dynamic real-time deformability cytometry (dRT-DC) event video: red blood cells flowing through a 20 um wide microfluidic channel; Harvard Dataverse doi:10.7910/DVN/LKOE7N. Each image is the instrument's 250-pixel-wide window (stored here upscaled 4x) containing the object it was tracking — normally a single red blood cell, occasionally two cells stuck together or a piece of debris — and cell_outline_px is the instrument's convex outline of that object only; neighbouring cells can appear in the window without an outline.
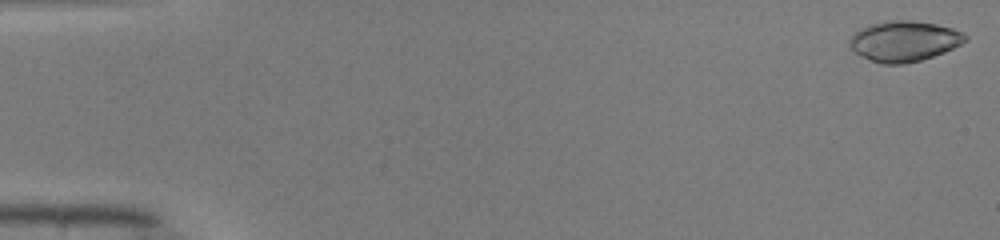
{"species": "common noctule bat (a hibernating species)", "species_latin": "Nyctalus noctula", "temperature_condition": "warm", "stored_images_in_passage": 49, "camera_frame_rate_fps": 3000, "um_per_image_px": 0.085, "animal": {"sex": "male", "body_mass_g": 19.0, "forearm_length_mm": 50.8}, "frame": {"image": 1, "passage_image": 1, "time_ms": 0.0, "image_size_px": [1000, 240], "cell_outline_px": [[968, 40], [944, 52], [920, 60], [904, 64], [884, 64], [860, 56], [848, 48], [848, 40], [860, 28], [872, 24], [888, 20], [912, 20], [936, 24], [952, 28], [964, 32], [968, 36]], "centroid_in_image_um": [76.84, 3.49], "position_along_channel_um": 8.2, "area_um2": 27.4}}
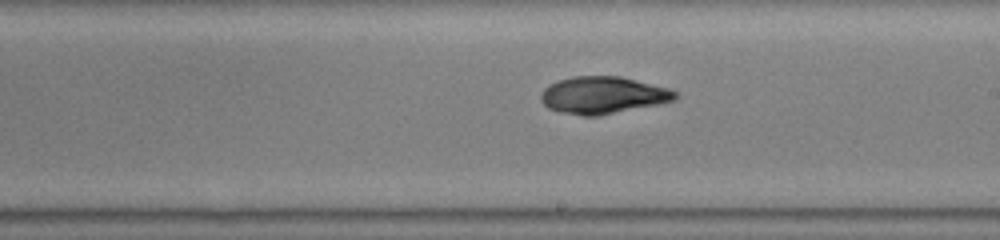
{"frame": {"image": 2, "passage_image": 29, "time_ms": 9.333, "image_size_px": [1000, 240], "cell_outline_px": [[680, 96], [676, 100], [660, 104], [600, 116], [584, 116], [560, 112], [548, 108], [540, 100], [540, 96], [544, 88], [548, 84], [572, 76], [620, 76], [672, 88], [680, 92]], "centroid_in_image_um": [51.32, 8.09], "position_along_channel_um": 237.7, "area_um2": 29.65}}
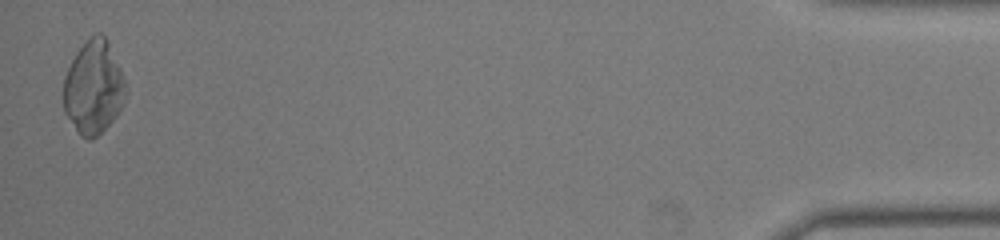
{"frame": {"image": 3, "passage_image": 49, "time_ms": 16.0, "image_size_px": [1000, 240], "cell_outline_px": [[128, 92], [116, 116], [92, 140], [88, 140], [80, 136], [64, 112], [64, 76], [76, 52], [96, 32], [100, 32], [104, 36], [124, 76], [128, 88]], "centroid_in_image_um": [7.95, 7.46], "position_along_channel_um": 427.2, "area_um2": 33.58}, "authors_computed_cell_mechanics": {"area_um2": 29.1312, "velocity_mm_per_s": 4.1157, "shape_relaxation_time_tau1_ms": 7.8496, "shape_relaxation_time_tau2_ms": 2.3345, "deformation_change_tau1": 0.3067, "deformation_change_tau2": 0.058}}